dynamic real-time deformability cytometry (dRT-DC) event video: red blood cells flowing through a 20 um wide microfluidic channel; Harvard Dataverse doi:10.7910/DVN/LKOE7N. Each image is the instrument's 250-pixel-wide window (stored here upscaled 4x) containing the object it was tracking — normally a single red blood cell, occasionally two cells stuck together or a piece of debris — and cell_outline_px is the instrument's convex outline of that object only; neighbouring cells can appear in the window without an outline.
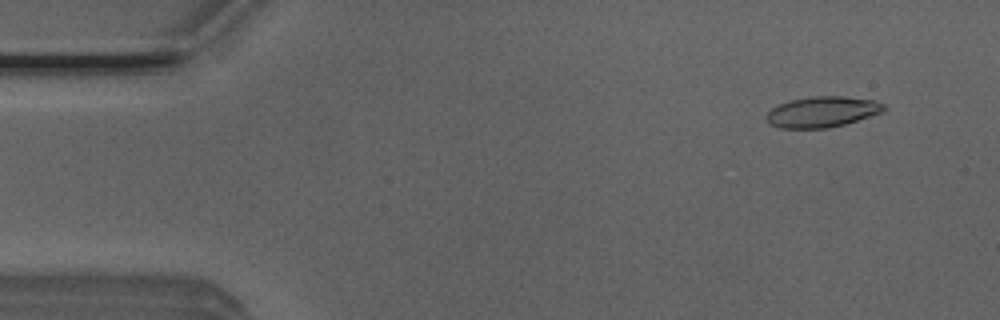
{"species": "Egyptian fruit bat (a non-hibernating species)", "species_latin": "Rousettus aegyptiacus", "temperature_condition": "room temperature", "stored_images_in_passage": 3, "camera_frame_rate_fps": 3000, "um_per_image_px": 0.085, "animal": {"sex": "male"}, "frame": {"image": 1, "passage_image": 1, "time_ms": 0.0, "image_size_px": [1000, 320], "cell_outline_px": [[888, 108], [884, 112], [844, 124], [828, 128], [780, 128], [768, 124], [764, 116], [776, 104], [792, 100], [812, 96], [844, 96], [872, 100], [884, 104]], "centroid_in_image_um": [69.87, 9.51], "position_along_channel_um": 15.1, "area_um2": 21.21}}